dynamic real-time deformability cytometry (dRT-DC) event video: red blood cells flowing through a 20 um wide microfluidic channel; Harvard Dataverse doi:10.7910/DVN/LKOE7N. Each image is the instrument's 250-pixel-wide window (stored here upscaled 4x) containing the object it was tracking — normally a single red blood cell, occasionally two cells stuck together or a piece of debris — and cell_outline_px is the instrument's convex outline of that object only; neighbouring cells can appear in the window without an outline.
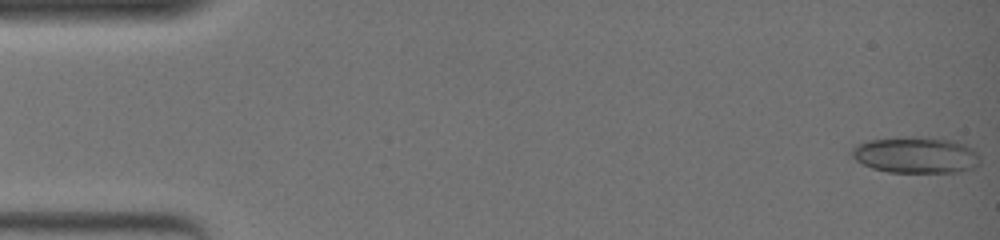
{"species": "common noctule bat (a hibernating species)", "species_latin": "Nyctalus noctula", "temperature_condition": "warm", "stored_images_in_passage": 51, "camera_frame_rate_fps": 3000, "um_per_image_px": 0.085, "animal": {"sex": "female", "body_mass_g": 19.0, "forearm_length_mm": 51.5}, "frame": {"image": 1, "passage_image": 1, "time_ms": 0.0, "image_size_px": [1000, 240], "cell_outline_px": [[980, 164], [972, 168], [960, 172], [888, 172], [872, 168], [856, 160], [848, 152], [856, 144], [868, 140], [912, 136], [924, 136], [952, 140], [964, 144], [972, 148], [980, 156]], "centroid_in_image_um": [77.84, 13.16], "position_along_channel_um": 7.2, "area_um2": 27.46}}
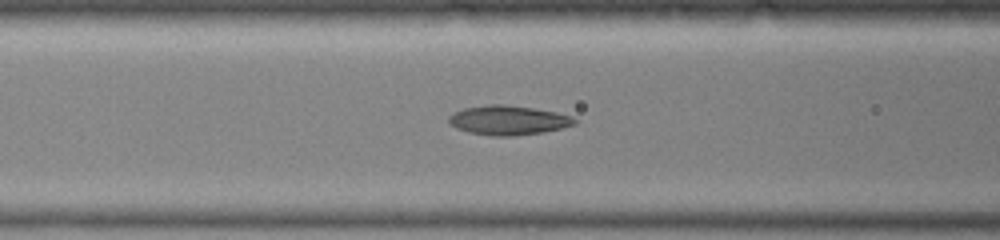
{"frame": {"image": 2, "passage_image": 22, "time_ms": 7.0, "image_size_px": [1000, 240], "cell_outline_px": [[576, 124], [544, 132], [512, 136], [492, 136], [468, 132], [456, 128], [448, 120], [448, 116], [452, 112], [464, 108], [488, 104], [504, 104], [532, 108], [556, 112], [572, 116], [576, 120]], "centroid_in_image_um": [43.18, 10.21], "position_along_channel_um": 123.4, "area_um2": 21.56}}
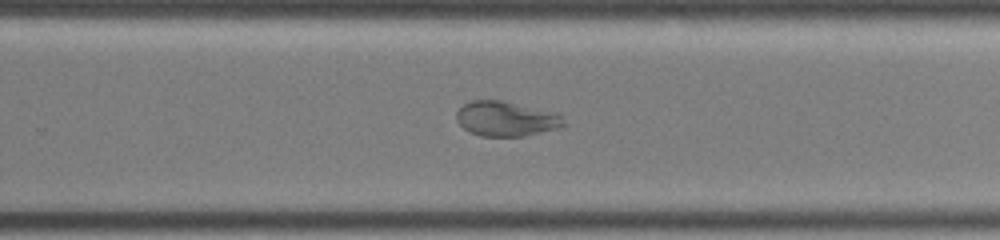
{"frame": {"image": 3, "passage_image": 35, "time_ms": 11.333, "image_size_px": [1000, 240], "cell_outline_px": [[564, 124], [540, 132], [524, 136], [480, 136], [464, 128], [456, 120], [456, 112], [464, 104], [472, 100], [500, 100], [556, 112], [564, 120]], "centroid_in_image_um": [42.96, 10.08], "position_along_channel_um": 286.8, "area_um2": 21.39}}